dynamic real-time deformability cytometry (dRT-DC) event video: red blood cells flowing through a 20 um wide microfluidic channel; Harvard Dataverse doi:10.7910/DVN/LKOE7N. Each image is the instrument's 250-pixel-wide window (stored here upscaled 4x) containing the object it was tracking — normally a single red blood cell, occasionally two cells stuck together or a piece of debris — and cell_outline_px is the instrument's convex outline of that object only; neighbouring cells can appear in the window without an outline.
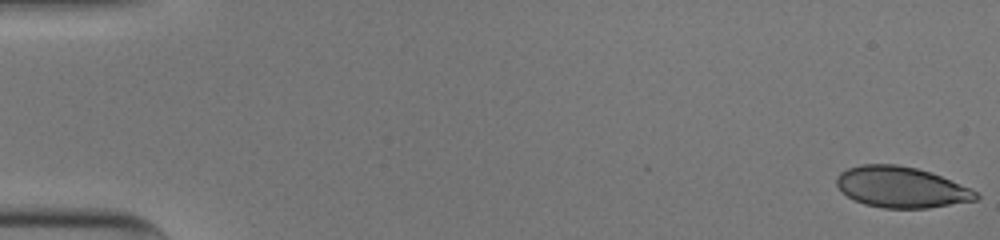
{"species": "human", "species_latin": "Homo sapiens", "temperature_condition": "cold", "stored_images_in_passage": 52, "camera_frame_rate_fps": 3000, "um_per_image_px": 0.085, "donor": {"sex": "male"}, "frame": {"image": 1, "passage_image": 1, "time_ms": 0.0, "image_size_px": [1000, 240], "cell_outline_px": [[980, 196], [976, 200], [928, 208], [884, 208], [864, 204], [840, 192], [836, 184], [836, 176], [840, 172], [848, 168], [860, 164], [896, 164], [916, 168], [932, 172], [972, 188]], "centroid_in_image_um": [76.6, 15.9], "position_along_channel_um": 8.4, "area_um2": 33.47}}
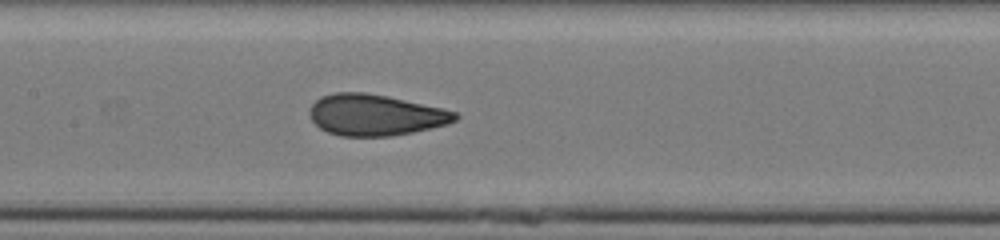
{"frame": {"image": 2, "passage_image": 26, "time_ms": 8.333, "image_size_px": [1000, 240], "cell_outline_px": [[460, 116], [456, 120], [448, 124], [412, 132], [392, 136], [340, 136], [328, 132], [320, 128], [312, 120], [308, 112], [312, 104], [320, 96], [336, 92], [364, 92], [388, 96], [444, 108], [456, 112]], "centroid_in_image_um": [31.91, 9.76], "position_along_channel_um": 175.5, "area_um2": 35.08}}
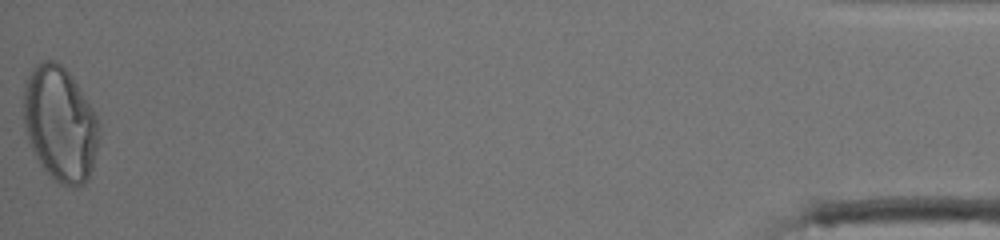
{"frame": {"image": 3, "passage_image": 52, "time_ms": 17.0, "image_size_px": [1000, 240], "cell_outline_px": [[100, 136], [92, 168], [88, 180], [84, 184], [76, 188], [72, 188], [60, 184], [40, 164], [28, 140], [24, 128], [24, 84], [32, 68], [36, 64], [44, 60], [56, 60], [72, 76], [92, 108], [96, 116]], "centroid_in_image_um": [5.11, 10.54], "position_along_channel_um": 430.1, "area_um2": 50.46}, "authors_computed_cell_mechanics": {"area_um2": 34.8245, "velocity_mm_per_s": 3.9862, "shape_relaxation_time_tau1_ms": 5.4619, "shape_relaxation_time_tau2_ms": 0.6181, "deformation_change_tau1": 0.1798, "deformation_change_tau2": 0.0541}}